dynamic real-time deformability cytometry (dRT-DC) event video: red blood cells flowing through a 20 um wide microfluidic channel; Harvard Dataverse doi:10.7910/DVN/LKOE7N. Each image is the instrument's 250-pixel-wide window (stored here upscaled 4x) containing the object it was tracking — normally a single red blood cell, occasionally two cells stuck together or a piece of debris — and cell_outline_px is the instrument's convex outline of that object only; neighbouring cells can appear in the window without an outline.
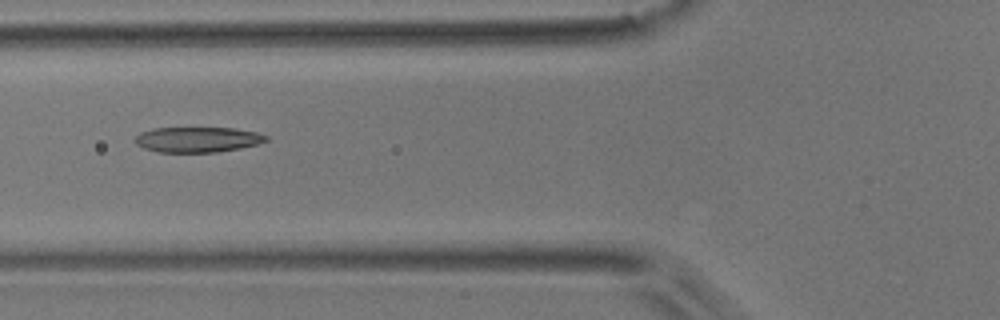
{"species": "common noctule bat (a hibernating species)", "species_latin": "Nyctalus noctula", "temperature_condition": "room temperature", "stored_images_in_passage": 8, "camera_frame_rate_fps": 3000, "um_per_image_px": 0.085, "animal": {"sex": "male", "body_mass_g": 17.9}, "frame": {"image": 1, "passage_image": 6, "time_ms": 6.0, "image_size_px": [1000, 320], "cell_outline_px": [[268, 140], [256, 144], [240, 148], [216, 152], [156, 152], [144, 148], [136, 144], [136, 136], [140, 132], [152, 128], [232, 128], [256, 132], [268, 136]], "centroid_in_image_um": [16.77, 11.86], "position_along_channel_um": 109.0, "area_um2": 19.25}}
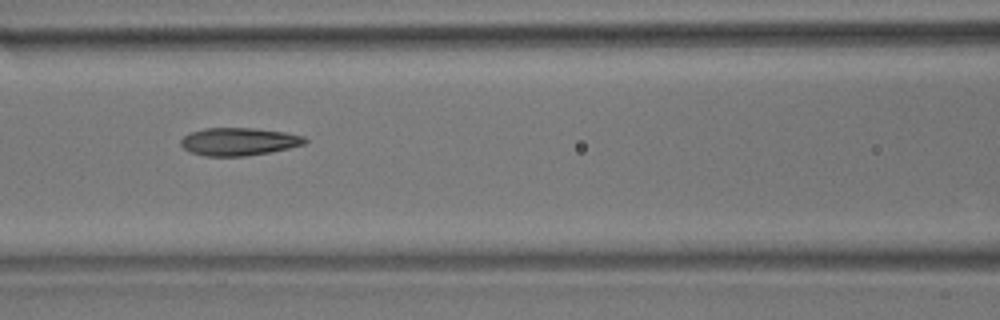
{"frame": {"image": 2, "passage_image": 7, "time_ms": 7.0, "image_size_px": [1000, 320], "cell_outline_px": [[308, 140], [304, 144], [288, 148], [268, 152], [244, 156], [204, 156], [188, 152], [180, 144], [180, 140], [184, 136], [192, 132], [204, 128], [252, 128], [284, 132], [304, 136]], "centroid_in_image_um": [20.26, 12.04], "position_along_channel_um": 146.3, "area_um2": 20.0}}
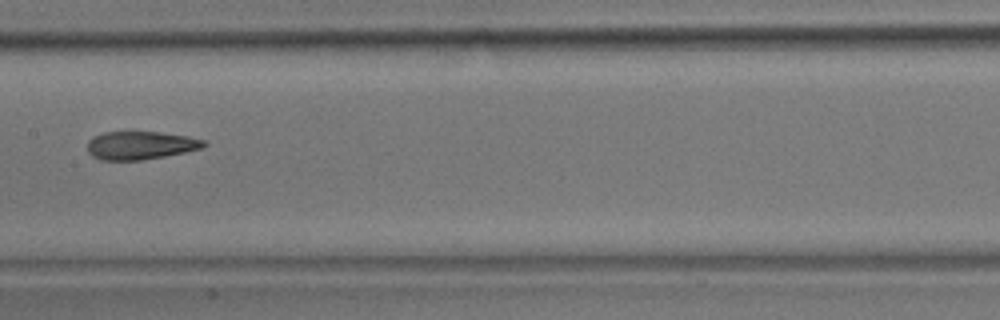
{"frame": {"image": 3, "passage_image": 8, "time_ms": 8.333, "image_size_px": [1000, 320], "cell_outline_px": [[208, 144], [200, 148], [184, 152], [164, 156], [140, 160], [100, 160], [92, 156], [88, 152], [88, 140], [92, 136], [104, 132], [160, 132], [188, 136], [204, 140]], "centroid_in_image_um": [11.91, 12.35], "position_along_channel_um": 195.5, "area_um2": 19.07}}